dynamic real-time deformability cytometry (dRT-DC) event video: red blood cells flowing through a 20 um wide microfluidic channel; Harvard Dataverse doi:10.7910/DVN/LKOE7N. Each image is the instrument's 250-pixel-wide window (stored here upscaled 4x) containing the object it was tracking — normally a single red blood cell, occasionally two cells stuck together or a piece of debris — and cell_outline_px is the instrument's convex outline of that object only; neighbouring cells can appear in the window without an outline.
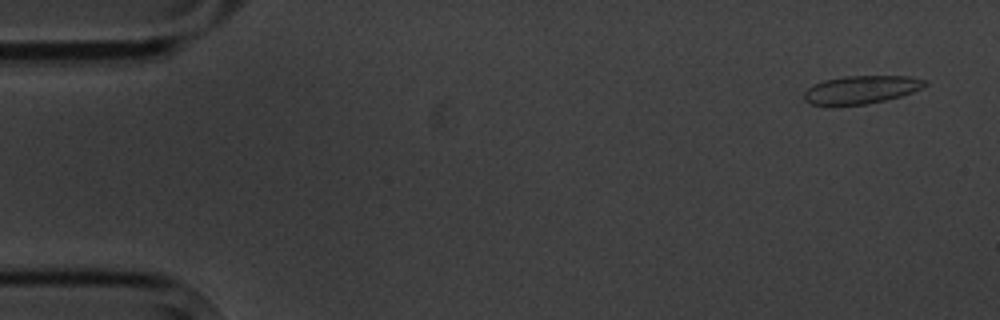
{"species": "common noctule bat (a hibernating species)", "species_latin": "Nyctalus noctula", "temperature_condition": "cold", "stored_images_in_passage": 7, "camera_frame_rate_fps": 3000, "um_per_image_px": 0.085, "animal": {"sex": "male", "body_mass_g": 20.1, "forearm_length_mm": 53.5}, "frame": {"image": 1, "passage_image": 1, "time_ms": 0.0, "image_size_px": [1000, 320], "cell_outline_px": [[928, 84], [912, 92], [900, 96], [884, 100], [864, 104], [812, 104], [804, 100], [804, 92], [812, 84], [824, 80], [844, 76], [912, 76], [928, 80]], "centroid_in_image_um": [73.23, 7.59], "position_along_channel_um": 11.8, "area_um2": 19.54}}
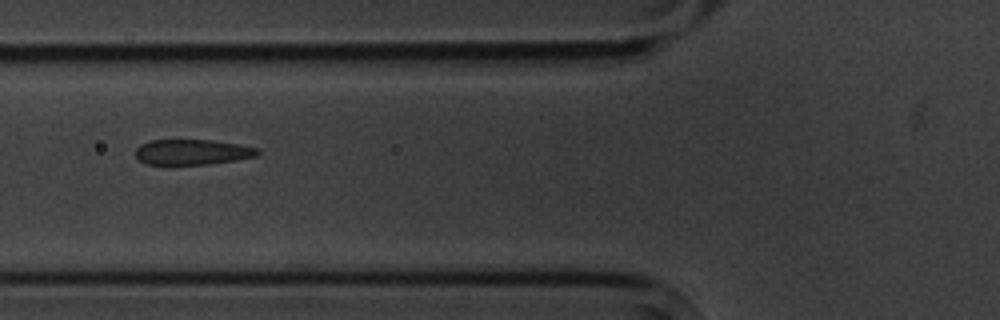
{"frame": {"image": 2, "passage_image": 6, "time_ms": 6.0, "image_size_px": [1000, 320], "cell_outline_px": [[260, 152], [256, 156], [236, 160], [208, 164], [144, 164], [136, 156], [136, 148], [140, 144], [152, 140], [212, 140], [236, 144], [256, 148]], "centroid_in_image_um": [16.31, 12.92], "position_along_channel_um": 109.5, "area_um2": 17.86}}
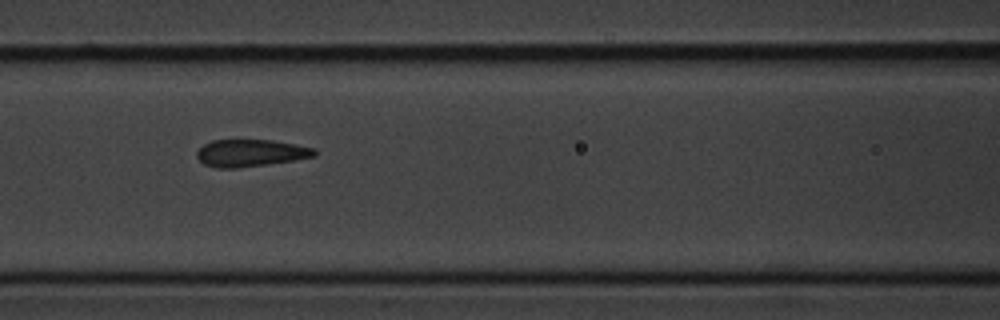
{"frame": {"image": 3, "passage_image": 7, "time_ms": 7.0, "image_size_px": [1000, 320], "cell_outline_px": [[316, 156], [292, 160], [236, 168], [216, 168], [204, 164], [196, 156], [196, 152], [204, 144], [212, 140], [272, 140], [296, 144], [316, 148]], "centroid_in_image_um": [21.29, 12.99], "position_along_channel_um": 145.3, "area_um2": 18.5}}